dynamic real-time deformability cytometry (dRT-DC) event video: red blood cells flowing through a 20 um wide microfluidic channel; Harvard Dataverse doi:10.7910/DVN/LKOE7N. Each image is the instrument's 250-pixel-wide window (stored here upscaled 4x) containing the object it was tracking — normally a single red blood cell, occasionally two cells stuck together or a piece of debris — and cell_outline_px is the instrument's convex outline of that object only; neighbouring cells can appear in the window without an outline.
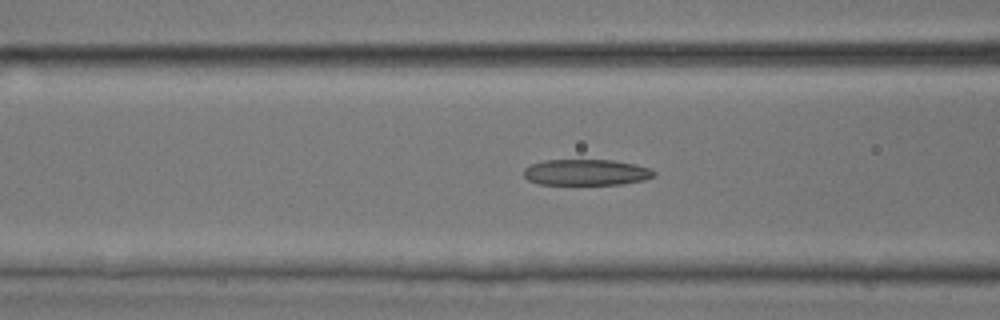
{"species": "common noctule bat (a hibernating species)", "species_latin": "Nyctalus noctula", "temperature_condition": "room temperature", "stored_images_in_passage": 25, "camera_frame_rate_fps": 3000, "um_per_image_px": 0.085, "animal": {"sex": "male", "body_mass_g": 17.9, "forearm_length_mm": 54.2}, "frame": {"image": 1, "passage_image": 7, "time_ms": 2.0, "image_size_px": [1000, 320], "cell_outline_px": [[656, 176], [644, 180], [620, 184], [540, 184], [528, 180], [524, 176], [524, 168], [532, 164], [544, 160], [612, 160], [636, 164], [652, 168], [656, 172]], "centroid_in_image_um": [49.87, 14.64], "position_along_channel_um": 116.7, "area_um2": 19.83}}
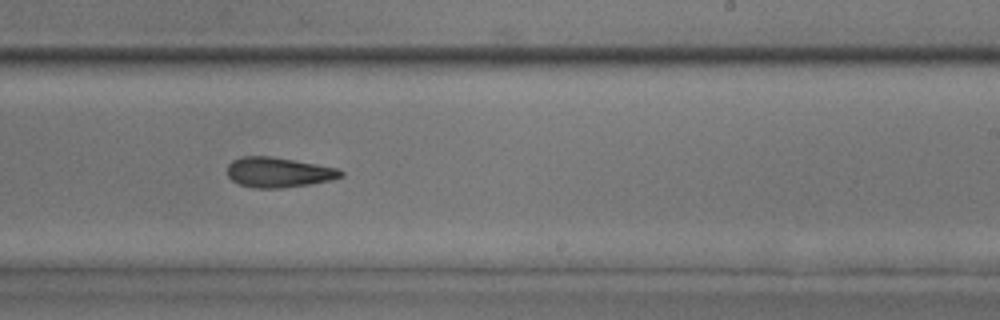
{"frame": {"image": 2, "passage_image": 17, "time_ms": 5.333, "image_size_px": [1000, 320], "cell_outline_px": [[344, 176], [332, 180], [308, 184], [280, 188], [256, 188], [240, 184], [232, 180], [228, 176], [228, 164], [232, 160], [240, 156], [272, 156], [336, 168], [344, 172]], "centroid_in_image_um": [23.66, 14.64], "position_along_channel_um": 265.3, "area_um2": 19.77}}
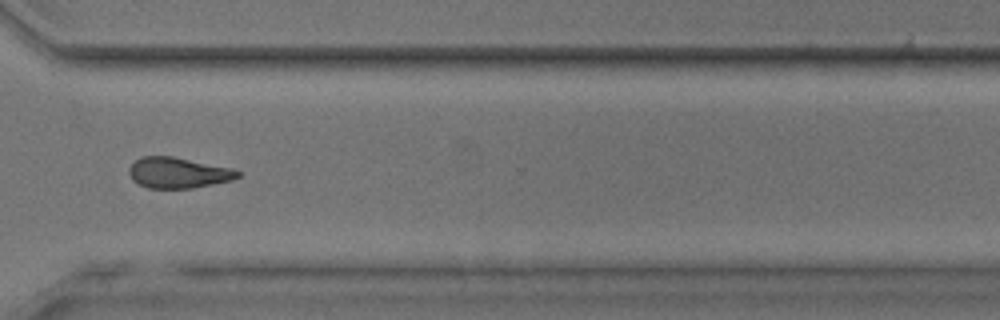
{"frame": {"image": 3, "passage_image": 23, "time_ms": 7.333, "image_size_px": [1000, 320], "cell_outline_px": [[240, 176], [232, 180], [192, 188], [148, 188], [132, 180], [128, 172], [128, 168], [140, 156], [172, 156], [232, 168], [240, 172]], "centroid_in_image_um": [15.12, 14.68], "position_along_channel_um": 355.5, "area_um2": 19.42}}